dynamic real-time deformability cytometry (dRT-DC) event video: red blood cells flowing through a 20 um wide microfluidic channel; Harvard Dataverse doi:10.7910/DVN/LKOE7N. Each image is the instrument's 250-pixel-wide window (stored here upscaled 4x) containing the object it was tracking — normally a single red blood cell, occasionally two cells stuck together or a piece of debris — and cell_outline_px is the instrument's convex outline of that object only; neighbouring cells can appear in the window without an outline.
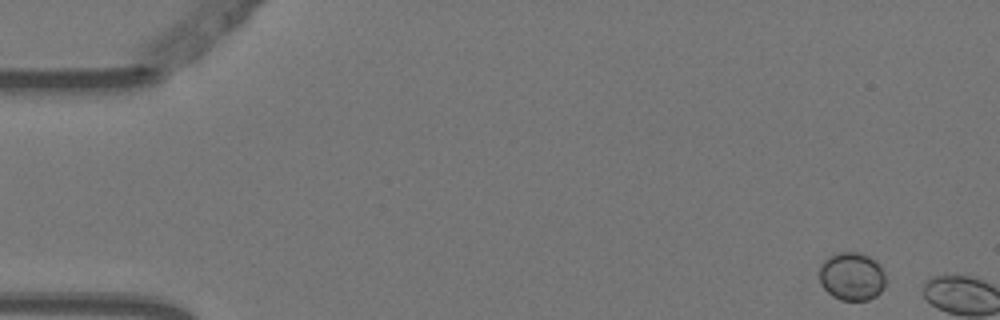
{"species": "Egyptian fruit bat (a non-hibernating species)", "species_latin": "Rousettus aegyptiacus", "temperature_condition": "warm", "stored_images_in_passage": 2, "camera_frame_rate_fps": 3000, "um_per_image_px": 0.085, "animal": {"sex": "female"}, "frame": {"image": 1, "passage_image": 1, "time_ms": 0.0, "image_size_px": [1000, 320], "cell_outline_px": [[884, 288], [876, 296], [868, 300], [840, 300], [832, 296], [820, 284], [820, 268], [824, 260], [828, 256], [836, 252], [860, 252], [876, 260], [880, 264], [884, 272]], "centroid_in_image_um": [72.41, 23.48], "position_along_channel_um": 12.6, "area_um2": 18.79}}